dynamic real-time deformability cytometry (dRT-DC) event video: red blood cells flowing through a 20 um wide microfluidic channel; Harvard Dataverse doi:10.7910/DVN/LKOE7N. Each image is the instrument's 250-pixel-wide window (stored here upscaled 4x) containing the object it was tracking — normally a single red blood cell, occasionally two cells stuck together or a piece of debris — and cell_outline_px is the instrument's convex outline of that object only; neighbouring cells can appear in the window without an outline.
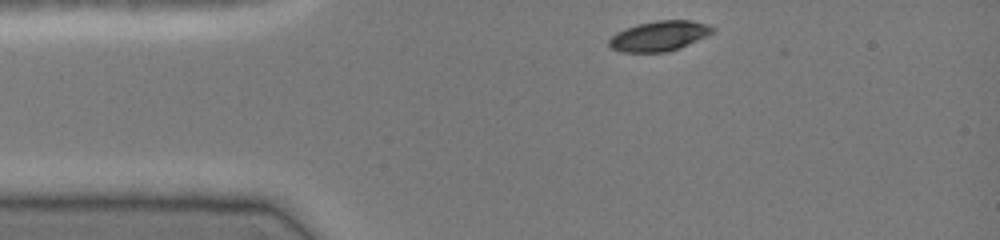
{"species": "common noctule bat (a hibernating species)", "species_latin": "Nyctalus noctula", "temperature_condition": "cold", "stored_images_in_passage": 33, "camera_frame_rate_fps": 3000, "um_per_image_px": 0.085, "animal": {"sex": "female", "body_mass_g": 19.0, "forearm_length_mm": 51.5}, "frame": {"image": 1, "passage_image": 1, "time_ms": 0.0, "image_size_px": [1000, 240], "cell_outline_px": [[716, 32], [680, 48], [668, 52], [620, 52], [612, 48], [608, 44], [608, 40], [616, 32], [624, 28], [636, 24], [656, 20], [692, 20], [708, 24], [716, 28]], "centroid_in_image_um": [56.06, 3.05], "position_along_channel_um": 28.9, "area_um2": 18.5}}
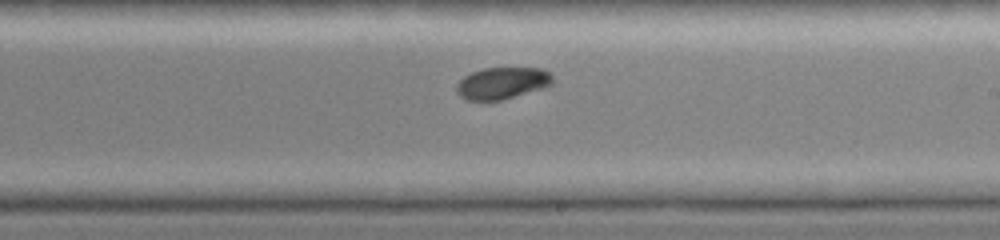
{"frame": {"image": 2, "passage_image": 20, "time_ms": 6.333, "image_size_px": [1000, 240], "cell_outline_px": [[556, 80], [552, 84], [504, 100], [468, 100], [460, 96], [456, 92], [456, 84], [464, 76], [472, 72], [484, 68], [544, 68]], "centroid_in_image_um": [42.69, 7.06], "position_along_channel_um": 246.3, "area_um2": 17.8}}
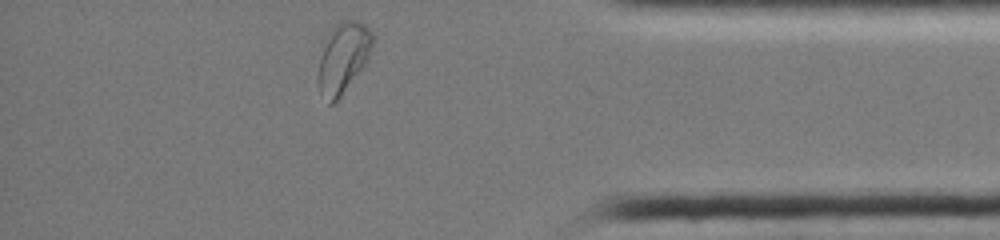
{"frame": {"image": 3, "passage_image": 33, "time_ms": 10.667, "image_size_px": [1000, 240], "cell_outline_px": [[376, 40], [364, 64], [340, 96], [332, 104], [328, 104], [320, 92], [316, 84], [316, 76], [324, 36], [340, 20], [356, 20], [364, 24], [376, 36]], "centroid_in_image_um": [29.13, 4.86], "position_along_channel_um": 406.1, "area_um2": 22.72}, "authors_computed_cell_mechanics": {"area_um2": 18.9584, "velocity_mm_per_s": 4.0507, "shape_relaxation_time_tau1_ms": 2.3112, "shape_relaxation_time_tau2_ms": null, "deformation_change_tau1": 0.1004, "deformation_change_tau2": null}}